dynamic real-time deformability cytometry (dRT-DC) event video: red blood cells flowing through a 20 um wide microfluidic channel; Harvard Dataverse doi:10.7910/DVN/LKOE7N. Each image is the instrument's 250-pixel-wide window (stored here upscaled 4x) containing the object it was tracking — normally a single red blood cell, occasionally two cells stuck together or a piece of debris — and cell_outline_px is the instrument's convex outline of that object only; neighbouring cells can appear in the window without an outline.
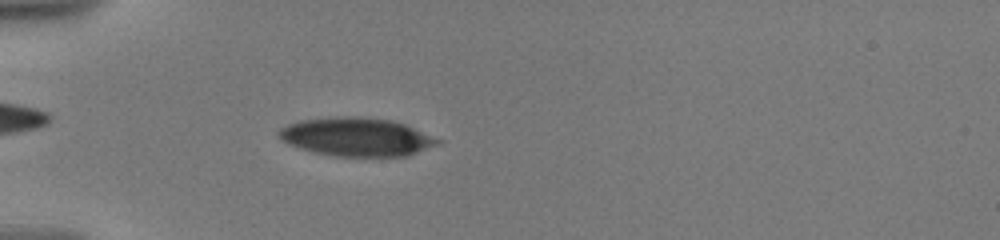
{"species": "human", "species_latin": "Homo sapiens", "temperature_condition": "warm", "stored_images_in_passage": 20, "camera_frame_rate_fps": 3000, "um_per_image_px": 0.085, "donor": {"sex": "male"}, "frame": {"image": 1, "passage_image": 8, "time_ms": 4.333, "image_size_px": [1000, 240], "cell_outline_px": [[444, 140], [440, 144], [408, 156], [380, 160], [332, 156], [300, 148], [288, 144], [280, 140], [276, 132], [280, 128], [288, 124], [300, 120], [344, 116], [388, 120], [404, 124]], "centroid_in_image_um": [30.35, 11.7], "position_along_channel_um": 54.6, "area_um2": 36.59}}
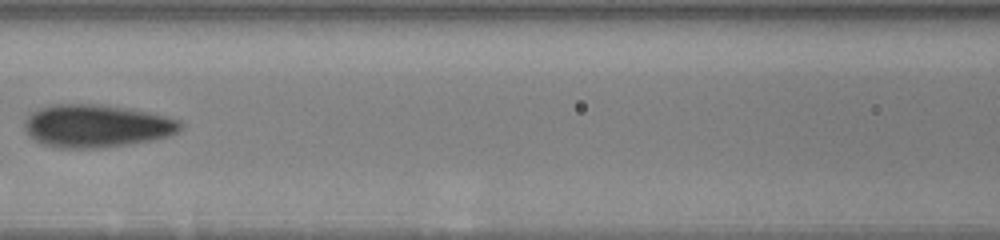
{"frame": {"image": 2, "passage_image": 13, "time_ms": 7.667, "image_size_px": [1000, 240], "cell_outline_px": [[180, 128], [176, 132], [168, 136], [128, 144], [104, 148], [60, 148], [40, 144], [28, 136], [24, 128], [24, 120], [28, 112], [52, 104], [92, 104], [132, 108], [180, 120]], "centroid_in_image_um": [8.11, 10.7], "position_along_channel_um": 158.5, "area_um2": 39.07}}
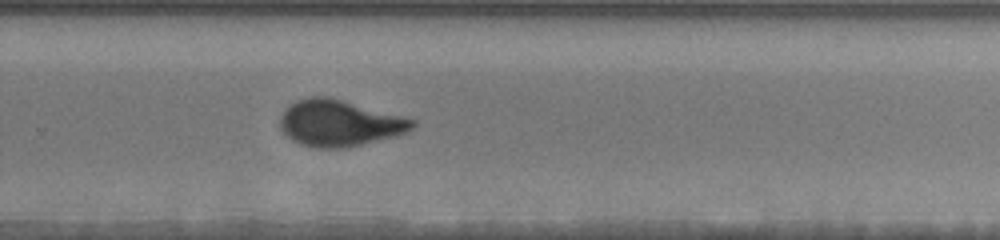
{"frame": {"image": 3, "passage_image": 20, "time_ms": 11.667, "image_size_px": [1000, 240], "cell_outline_px": [[416, 124], [408, 132], [396, 136], [344, 148], [316, 148], [300, 144], [292, 140], [280, 128], [280, 116], [284, 108], [296, 100], [312, 96], [328, 96], [416, 120]], "centroid_in_image_um": [28.82, 10.46], "position_along_channel_um": 301.0, "area_um2": 35.66}}